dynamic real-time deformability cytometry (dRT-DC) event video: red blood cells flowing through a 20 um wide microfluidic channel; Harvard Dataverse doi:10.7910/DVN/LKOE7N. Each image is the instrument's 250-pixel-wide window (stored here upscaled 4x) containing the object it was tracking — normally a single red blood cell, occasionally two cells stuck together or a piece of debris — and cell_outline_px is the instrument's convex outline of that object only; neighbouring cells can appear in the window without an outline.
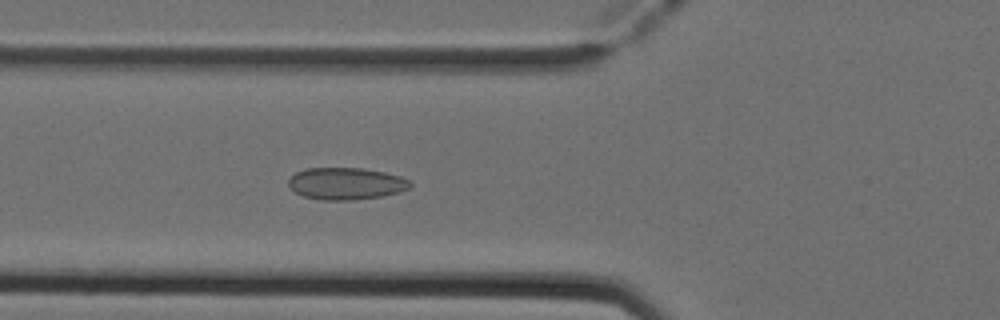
{"species": "Egyptian fruit bat (a non-hibernating species)", "species_latin": "Rousettus aegyptiacus", "temperature_condition": "cold", "stored_images_in_passage": 34, "camera_frame_rate_fps": 3000, "um_per_image_px": 0.085, "animal": {"sex": "female"}, "frame": {"image": 1, "passage_image": 7, "time_ms": 2.0, "image_size_px": [1000, 320], "cell_outline_px": [[412, 188], [400, 192], [384, 196], [352, 200], [324, 200], [304, 196], [296, 192], [288, 184], [288, 180], [296, 172], [304, 168], [364, 168], [384, 172], [400, 176], [408, 180], [412, 184]], "centroid_in_image_um": [29.45, 15.6], "position_along_channel_um": 96.3, "area_um2": 22.77}}
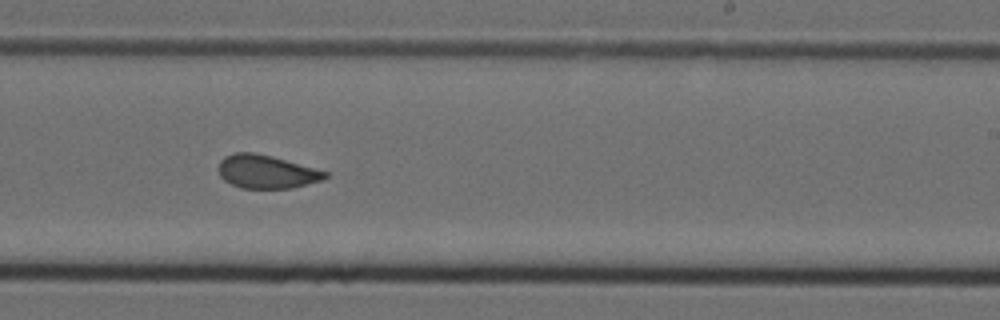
{"frame": {"image": 2, "passage_image": 20, "time_ms": 6.333, "image_size_px": [1000, 320], "cell_outline_px": [[328, 176], [324, 180], [292, 188], [240, 188], [224, 180], [220, 176], [216, 168], [220, 160], [224, 156], [232, 152], [252, 152], [272, 156], [328, 172]], "centroid_in_image_um": [22.61, 14.59], "position_along_channel_um": 266.4, "area_um2": 20.92}}
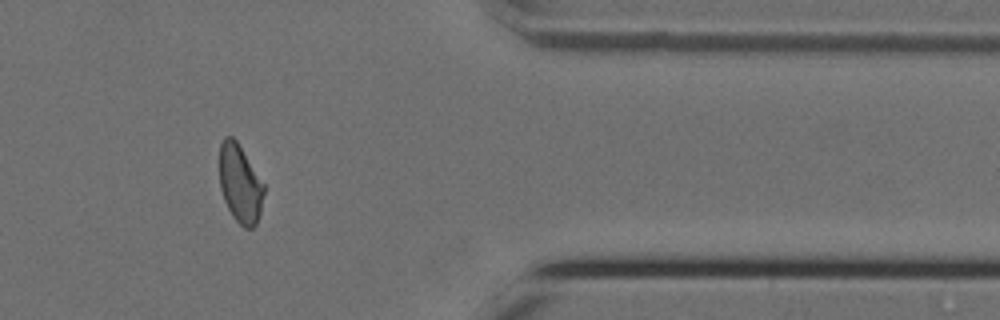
{"frame": {"image": 3, "passage_image": 31, "time_ms": 10.0, "image_size_px": [1000, 320], "cell_outline_px": [[264, 192], [260, 212], [256, 224], [252, 228], [244, 228], [232, 216], [224, 200], [220, 188], [220, 144], [224, 136], [232, 136], [236, 140], [264, 184]], "centroid_in_image_um": [20.4, 15.62], "position_along_channel_um": 391.0, "area_um2": 20.06}, "authors_computed_cell_mechanics": {"area_um2": 21.1548, "velocity_mm_per_s": 3.9191, "shape_relaxation_time_tau1_ms": null, "shape_relaxation_time_tau2_ms": 1.7836, "deformation_change_tau1": null, "deformation_change_tau2": 0.0558}}